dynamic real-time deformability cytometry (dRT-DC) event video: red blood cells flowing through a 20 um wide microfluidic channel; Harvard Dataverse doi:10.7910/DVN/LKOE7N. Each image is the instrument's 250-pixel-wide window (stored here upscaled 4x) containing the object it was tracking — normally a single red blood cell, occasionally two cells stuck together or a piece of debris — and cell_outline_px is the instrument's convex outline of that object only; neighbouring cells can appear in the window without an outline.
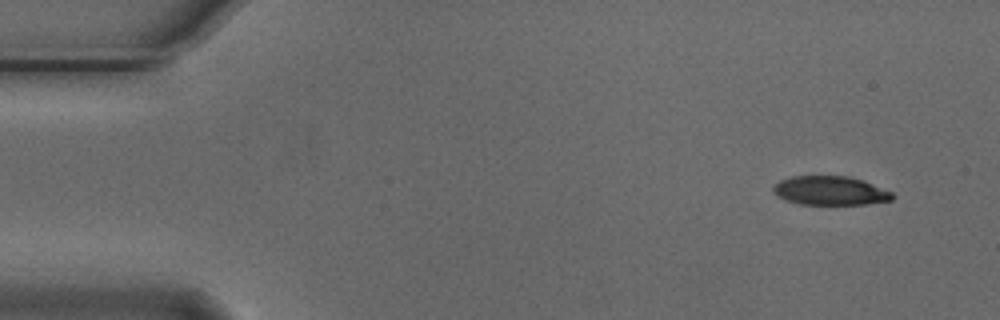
{"species": "Egyptian fruit bat (a non-hibernating species)", "species_latin": "Rousettus aegyptiacus", "temperature_condition": "cold", "stored_images_in_passage": 4, "camera_frame_rate_fps": 3000, "um_per_image_px": 0.085, "animal": {"sex": "male"}, "frame": {"image": 1, "passage_image": 1, "time_ms": 0.0, "image_size_px": [1000, 320], "cell_outline_px": [[896, 196], [892, 200], [868, 204], [800, 204], [788, 200], [772, 192], [772, 188], [780, 180], [792, 176], [848, 176], [872, 184], [892, 192]], "centroid_in_image_um": [70.59, 16.21], "position_along_channel_um": 14.4, "area_um2": 19.88}}
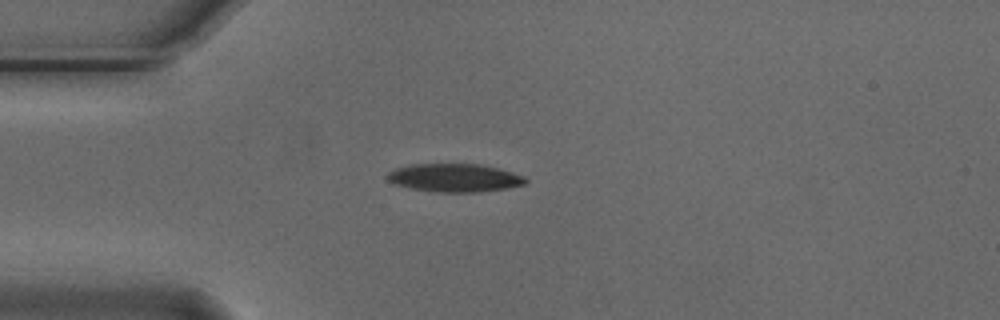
{"frame": {"image": 2, "passage_image": 4, "time_ms": 1.0, "image_size_px": [1000, 320], "cell_outline_px": [[528, 180], [524, 184], [508, 188], [480, 192], [440, 192], [412, 188], [396, 184], [388, 180], [384, 176], [388, 172], [396, 168], [412, 164], [480, 164], [512, 172], [524, 176]], "centroid_in_image_um": [38.64, 15.11], "position_along_channel_um": 46.4, "area_um2": 22.6}}